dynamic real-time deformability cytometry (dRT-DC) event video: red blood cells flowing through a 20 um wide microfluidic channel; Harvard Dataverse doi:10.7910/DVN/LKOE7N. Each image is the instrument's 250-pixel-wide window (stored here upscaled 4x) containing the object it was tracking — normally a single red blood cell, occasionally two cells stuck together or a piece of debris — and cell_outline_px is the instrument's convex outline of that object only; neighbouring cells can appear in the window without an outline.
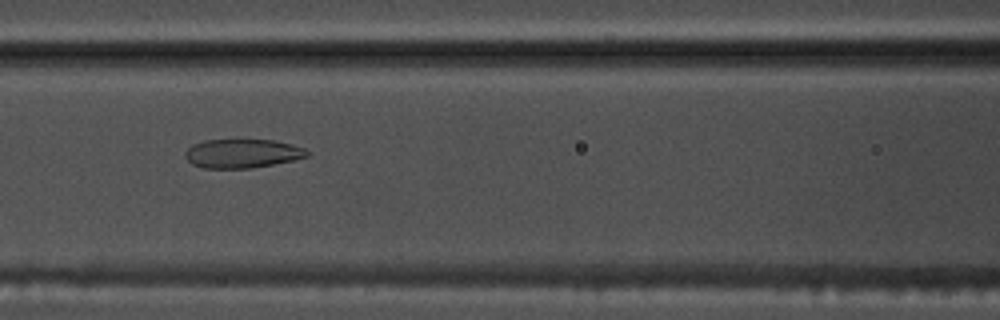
{"species": "common noctule bat (a hibernating species)", "species_latin": "Nyctalus noctula", "temperature_condition": "warm", "stored_images_in_passage": 54, "camera_frame_rate_fps": 3000, "um_per_image_px": 0.085, "animal": {"sex": "male", "body_mass_g": 17.5, "forearm_length_mm": 52.3}, "frame": {"image": 1, "passage_image": 24, "time_ms": 7.667, "image_size_px": [1000, 320], "cell_outline_px": [[308, 156], [292, 160], [272, 164], [248, 168], [204, 168], [192, 164], [184, 156], [184, 152], [192, 144], [204, 140], [236, 136], [240, 136], [272, 140], [292, 144], [304, 148], [308, 152]], "centroid_in_image_um": [20.54, 12.98], "position_along_channel_um": 146.1, "area_um2": 21.39}}
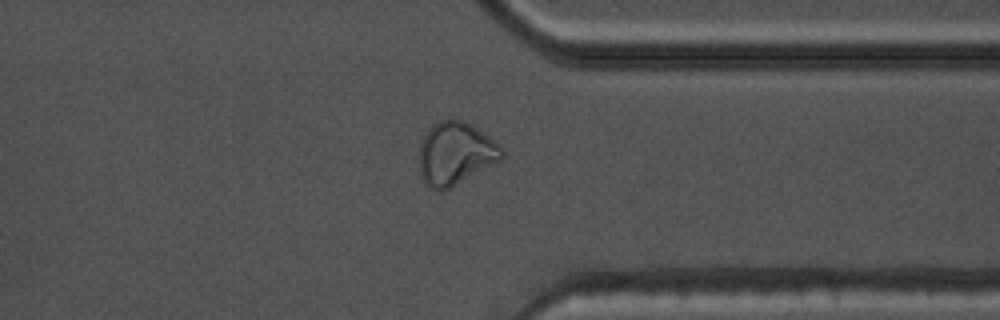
{"frame": {"image": 2, "passage_image": 42, "time_ms": 13.667, "image_size_px": [1000, 320], "cell_outline_px": [[504, 156], [500, 160], [452, 188], [440, 192], [424, 184], [420, 176], [420, 144], [428, 128], [436, 120], [464, 120], [488, 136], [504, 152]], "centroid_in_image_um": [38.67, 13.07], "position_along_channel_um": 372.7, "area_um2": 30.17}}
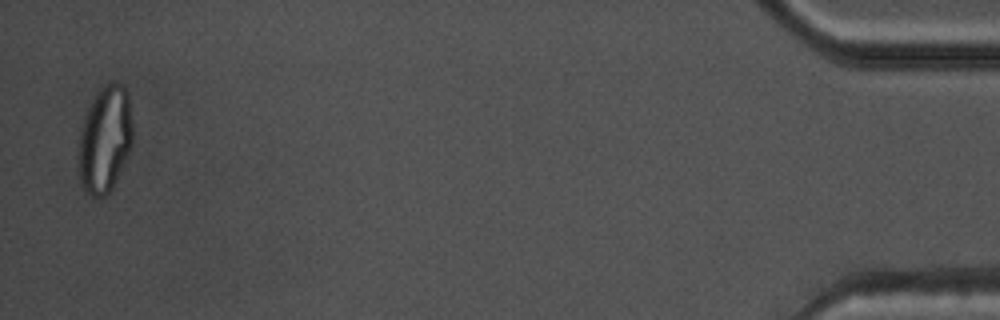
{"frame": {"image": 3, "passage_image": 53, "time_ms": 17.333, "image_size_px": [1000, 320], "cell_outline_px": [[132, 144], [116, 180], [112, 188], [104, 196], [92, 196], [84, 188], [80, 180], [76, 164], [76, 148], [80, 128], [84, 112], [96, 92], [100, 88], [108, 84], [124, 84], [128, 92], [132, 124]], "centroid_in_image_um": [8.86, 11.83], "position_along_channel_um": 426.3, "area_um2": 34.28}, "authors_computed_cell_mechanics": {"area_um2": 26.5013, "velocity_mm_per_s": 3.817, "shape_relaxation_time_tau1_ms": null, "shape_relaxation_time_tau2_ms": 1.533, "deformation_change_tau1": null, "deformation_change_tau2": 0.0731}}